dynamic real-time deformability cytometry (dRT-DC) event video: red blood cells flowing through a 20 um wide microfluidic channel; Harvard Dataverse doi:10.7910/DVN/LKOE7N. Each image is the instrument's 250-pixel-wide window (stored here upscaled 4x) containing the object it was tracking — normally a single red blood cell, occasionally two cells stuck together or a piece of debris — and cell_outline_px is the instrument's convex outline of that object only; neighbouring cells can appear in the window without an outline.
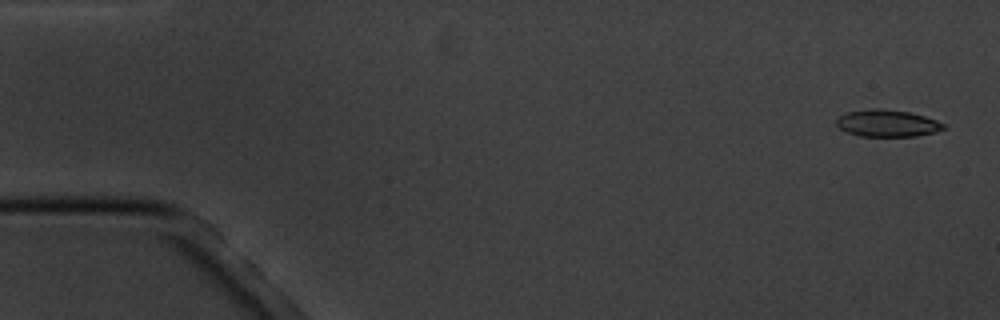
{"species": "common noctule bat (a hibernating species)", "species_latin": "Nyctalus noctula", "temperature_condition": "cold", "stored_images_in_passage": 5, "camera_frame_rate_fps": 3000, "um_per_image_px": 0.085, "animal": {"sex": "male", "body_mass_g": 20.1, "forearm_length_mm": 53.5}, "frame": {"image": 1, "passage_image": 1, "time_ms": 0.0, "image_size_px": [1000, 320], "cell_outline_px": [[948, 128], [936, 132], [916, 136], [860, 136], [848, 132], [840, 128], [836, 124], [836, 120], [840, 116], [848, 112], [872, 108], [880, 108], [908, 112], [924, 116], [936, 120], [944, 124]], "centroid_in_image_um": [75.45, 10.48], "position_along_channel_um": 9.6, "area_um2": 16.76}}
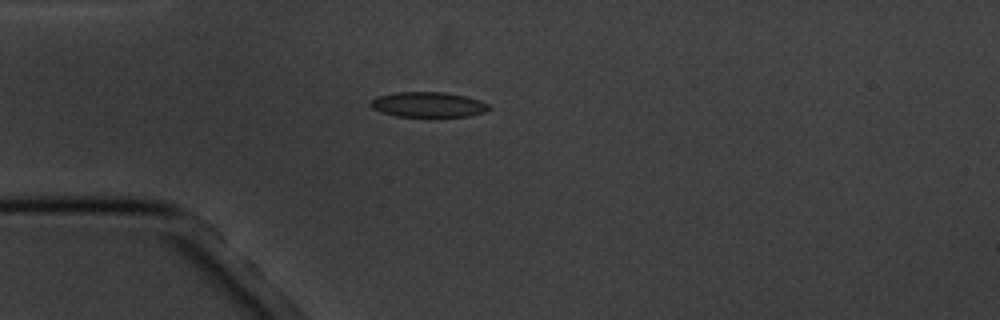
{"frame": {"image": 2, "passage_image": 5, "time_ms": 4.333, "image_size_px": [1000, 320], "cell_outline_px": [[492, 108], [484, 112], [468, 116], [428, 120], [396, 116], [380, 112], [372, 108], [368, 104], [376, 96], [396, 92], [444, 92], [464, 96], [480, 100], [488, 104]], "centroid_in_image_um": [36.38, 8.94], "position_along_channel_um": 48.6, "area_um2": 18.38}}